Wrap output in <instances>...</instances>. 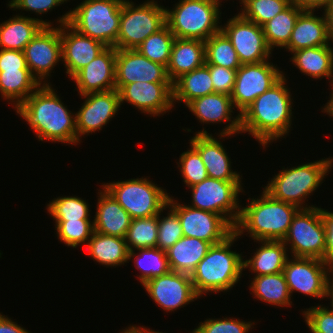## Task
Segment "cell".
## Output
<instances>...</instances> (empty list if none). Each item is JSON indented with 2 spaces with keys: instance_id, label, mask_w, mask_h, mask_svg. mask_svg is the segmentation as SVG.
<instances>
[{
  "instance_id": "6da1fadb",
  "label": "cell",
  "mask_w": 333,
  "mask_h": 333,
  "mask_svg": "<svg viewBox=\"0 0 333 333\" xmlns=\"http://www.w3.org/2000/svg\"><path fill=\"white\" fill-rule=\"evenodd\" d=\"M286 81L283 75L240 114L241 133L251 134L263 148L292 128L293 98Z\"/></svg>"
},
{
  "instance_id": "7a4b0ae2",
  "label": "cell",
  "mask_w": 333,
  "mask_h": 333,
  "mask_svg": "<svg viewBox=\"0 0 333 333\" xmlns=\"http://www.w3.org/2000/svg\"><path fill=\"white\" fill-rule=\"evenodd\" d=\"M39 141L77 145L75 113L55 93L51 84L40 85L17 109Z\"/></svg>"
},
{
  "instance_id": "3957f363",
  "label": "cell",
  "mask_w": 333,
  "mask_h": 333,
  "mask_svg": "<svg viewBox=\"0 0 333 333\" xmlns=\"http://www.w3.org/2000/svg\"><path fill=\"white\" fill-rule=\"evenodd\" d=\"M248 202L246 207L241 208L234 232L241 237L246 231L254 241H282L300 210L294 204L272 198L264 190L261 197L248 198Z\"/></svg>"
},
{
  "instance_id": "277c9868",
  "label": "cell",
  "mask_w": 333,
  "mask_h": 333,
  "mask_svg": "<svg viewBox=\"0 0 333 333\" xmlns=\"http://www.w3.org/2000/svg\"><path fill=\"white\" fill-rule=\"evenodd\" d=\"M240 238L235 232L223 242L212 245L205 257L191 273V281L199 297L207 293L232 290L243 272V256L231 251L234 241Z\"/></svg>"
},
{
  "instance_id": "5b68a950",
  "label": "cell",
  "mask_w": 333,
  "mask_h": 333,
  "mask_svg": "<svg viewBox=\"0 0 333 333\" xmlns=\"http://www.w3.org/2000/svg\"><path fill=\"white\" fill-rule=\"evenodd\" d=\"M124 0H84L57 22L68 23L79 33L117 49L121 7Z\"/></svg>"
},
{
  "instance_id": "8992f818",
  "label": "cell",
  "mask_w": 333,
  "mask_h": 333,
  "mask_svg": "<svg viewBox=\"0 0 333 333\" xmlns=\"http://www.w3.org/2000/svg\"><path fill=\"white\" fill-rule=\"evenodd\" d=\"M332 165L333 158L329 157L289 169L283 168L268 181L263 190L272 198L294 204L300 209L314 208L316 206L304 204L305 200L321 186Z\"/></svg>"
},
{
  "instance_id": "52a82bcc",
  "label": "cell",
  "mask_w": 333,
  "mask_h": 333,
  "mask_svg": "<svg viewBox=\"0 0 333 333\" xmlns=\"http://www.w3.org/2000/svg\"><path fill=\"white\" fill-rule=\"evenodd\" d=\"M221 1L179 0L174 8H165L166 25L176 38L205 42L221 30Z\"/></svg>"
},
{
  "instance_id": "ba28073f",
  "label": "cell",
  "mask_w": 333,
  "mask_h": 333,
  "mask_svg": "<svg viewBox=\"0 0 333 333\" xmlns=\"http://www.w3.org/2000/svg\"><path fill=\"white\" fill-rule=\"evenodd\" d=\"M100 187H104L132 219L152 217L168 208L169 193L149 178L113 181Z\"/></svg>"
},
{
  "instance_id": "9c48e42d",
  "label": "cell",
  "mask_w": 333,
  "mask_h": 333,
  "mask_svg": "<svg viewBox=\"0 0 333 333\" xmlns=\"http://www.w3.org/2000/svg\"><path fill=\"white\" fill-rule=\"evenodd\" d=\"M124 0L121 7L117 49H136L146 38L166 25L165 7L155 0L143 4Z\"/></svg>"
},
{
  "instance_id": "30bf717a",
  "label": "cell",
  "mask_w": 333,
  "mask_h": 333,
  "mask_svg": "<svg viewBox=\"0 0 333 333\" xmlns=\"http://www.w3.org/2000/svg\"><path fill=\"white\" fill-rule=\"evenodd\" d=\"M241 181H222L207 177L189 187L192 194L190 207L221 215L233 228L239 220L241 205L239 194L245 192Z\"/></svg>"
},
{
  "instance_id": "8fae6325",
  "label": "cell",
  "mask_w": 333,
  "mask_h": 333,
  "mask_svg": "<svg viewBox=\"0 0 333 333\" xmlns=\"http://www.w3.org/2000/svg\"><path fill=\"white\" fill-rule=\"evenodd\" d=\"M282 242L291 250L290 257L318 258L324 261L325 226L321 207L300 209L294 216Z\"/></svg>"
},
{
  "instance_id": "7c38bea8",
  "label": "cell",
  "mask_w": 333,
  "mask_h": 333,
  "mask_svg": "<svg viewBox=\"0 0 333 333\" xmlns=\"http://www.w3.org/2000/svg\"><path fill=\"white\" fill-rule=\"evenodd\" d=\"M276 67L277 65L275 66L269 60H266L264 62L242 64L237 69L230 97L239 114L284 75V72Z\"/></svg>"
},
{
  "instance_id": "4fadbf2b",
  "label": "cell",
  "mask_w": 333,
  "mask_h": 333,
  "mask_svg": "<svg viewBox=\"0 0 333 333\" xmlns=\"http://www.w3.org/2000/svg\"><path fill=\"white\" fill-rule=\"evenodd\" d=\"M283 273L291 297L293 292H299L323 299L333 270L318 258L292 257L287 259Z\"/></svg>"
},
{
  "instance_id": "5bb4252c",
  "label": "cell",
  "mask_w": 333,
  "mask_h": 333,
  "mask_svg": "<svg viewBox=\"0 0 333 333\" xmlns=\"http://www.w3.org/2000/svg\"><path fill=\"white\" fill-rule=\"evenodd\" d=\"M173 198L169 196L167 204L178 214L185 237H195L214 245L223 242L234 232V228L221 215L180 204Z\"/></svg>"
},
{
  "instance_id": "9a60e30c",
  "label": "cell",
  "mask_w": 333,
  "mask_h": 333,
  "mask_svg": "<svg viewBox=\"0 0 333 333\" xmlns=\"http://www.w3.org/2000/svg\"><path fill=\"white\" fill-rule=\"evenodd\" d=\"M221 26L230 39L241 64L269 60L272 50L266 43L263 27L244 19L239 13Z\"/></svg>"
},
{
  "instance_id": "2e32d148",
  "label": "cell",
  "mask_w": 333,
  "mask_h": 333,
  "mask_svg": "<svg viewBox=\"0 0 333 333\" xmlns=\"http://www.w3.org/2000/svg\"><path fill=\"white\" fill-rule=\"evenodd\" d=\"M57 27L44 26L23 50L28 69L41 85L49 84L50 73L62 59L60 25Z\"/></svg>"
},
{
  "instance_id": "e0dca14e",
  "label": "cell",
  "mask_w": 333,
  "mask_h": 333,
  "mask_svg": "<svg viewBox=\"0 0 333 333\" xmlns=\"http://www.w3.org/2000/svg\"><path fill=\"white\" fill-rule=\"evenodd\" d=\"M149 297L163 311L171 312L185 307L200 297L196 294L191 276L170 270L142 285Z\"/></svg>"
},
{
  "instance_id": "ac0fdd59",
  "label": "cell",
  "mask_w": 333,
  "mask_h": 333,
  "mask_svg": "<svg viewBox=\"0 0 333 333\" xmlns=\"http://www.w3.org/2000/svg\"><path fill=\"white\" fill-rule=\"evenodd\" d=\"M85 100L75 113L77 144L82 135L102 130L120 110V95L117 89L81 95Z\"/></svg>"
},
{
  "instance_id": "d6986e66",
  "label": "cell",
  "mask_w": 333,
  "mask_h": 333,
  "mask_svg": "<svg viewBox=\"0 0 333 333\" xmlns=\"http://www.w3.org/2000/svg\"><path fill=\"white\" fill-rule=\"evenodd\" d=\"M133 82L172 83L165 66L144 57L137 49H116V89Z\"/></svg>"
},
{
  "instance_id": "ffe728a7",
  "label": "cell",
  "mask_w": 333,
  "mask_h": 333,
  "mask_svg": "<svg viewBox=\"0 0 333 333\" xmlns=\"http://www.w3.org/2000/svg\"><path fill=\"white\" fill-rule=\"evenodd\" d=\"M120 105L125 101L141 113L160 116L173 107V83L133 82L119 91Z\"/></svg>"
},
{
  "instance_id": "44dd1931",
  "label": "cell",
  "mask_w": 333,
  "mask_h": 333,
  "mask_svg": "<svg viewBox=\"0 0 333 333\" xmlns=\"http://www.w3.org/2000/svg\"><path fill=\"white\" fill-rule=\"evenodd\" d=\"M186 107L202 124L226 122L228 125L221 130L218 135L219 139H224L241 133V117L232 116L235 109L230 95L224 93H212L190 101ZM233 118V119H232ZM231 122V123H230Z\"/></svg>"
},
{
  "instance_id": "7402d4cb",
  "label": "cell",
  "mask_w": 333,
  "mask_h": 333,
  "mask_svg": "<svg viewBox=\"0 0 333 333\" xmlns=\"http://www.w3.org/2000/svg\"><path fill=\"white\" fill-rule=\"evenodd\" d=\"M115 66L116 48L106 47L71 78L76 83L79 95L116 89Z\"/></svg>"
},
{
  "instance_id": "603a6c76",
  "label": "cell",
  "mask_w": 333,
  "mask_h": 333,
  "mask_svg": "<svg viewBox=\"0 0 333 333\" xmlns=\"http://www.w3.org/2000/svg\"><path fill=\"white\" fill-rule=\"evenodd\" d=\"M60 37L62 63L64 62L66 73L71 78L107 47L100 41L79 33L68 23L60 25Z\"/></svg>"
},
{
  "instance_id": "cb8c5ba5",
  "label": "cell",
  "mask_w": 333,
  "mask_h": 333,
  "mask_svg": "<svg viewBox=\"0 0 333 333\" xmlns=\"http://www.w3.org/2000/svg\"><path fill=\"white\" fill-rule=\"evenodd\" d=\"M194 135L190 138L189 144L199 152L208 177L222 181H242V175L240 177L239 172L231 169V159L220 140H217L204 128Z\"/></svg>"
},
{
  "instance_id": "d4e9b609",
  "label": "cell",
  "mask_w": 333,
  "mask_h": 333,
  "mask_svg": "<svg viewBox=\"0 0 333 333\" xmlns=\"http://www.w3.org/2000/svg\"><path fill=\"white\" fill-rule=\"evenodd\" d=\"M98 191L97 211L93 220L94 231L125 238L132 218L104 187Z\"/></svg>"
},
{
  "instance_id": "484cf974",
  "label": "cell",
  "mask_w": 333,
  "mask_h": 333,
  "mask_svg": "<svg viewBox=\"0 0 333 333\" xmlns=\"http://www.w3.org/2000/svg\"><path fill=\"white\" fill-rule=\"evenodd\" d=\"M315 11L303 10L294 25L288 44L284 47L290 53L304 48L331 45L325 14L319 17Z\"/></svg>"
},
{
  "instance_id": "4316f807",
  "label": "cell",
  "mask_w": 333,
  "mask_h": 333,
  "mask_svg": "<svg viewBox=\"0 0 333 333\" xmlns=\"http://www.w3.org/2000/svg\"><path fill=\"white\" fill-rule=\"evenodd\" d=\"M206 63L205 42L196 39L175 38L167 74L174 83L183 74L189 73Z\"/></svg>"
},
{
  "instance_id": "83f0119b",
  "label": "cell",
  "mask_w": 333,
  "mask_h": 333,
  "mask_svg": "<svg viewBox=\"0 0 333 333\" xmlns=\"http://www.w3.org/2000/svg\"><path fill=\"white\" fill-rule=\"evenodd\" d=\"M44 26L52 23L19 14L11 17L0 23V49L23 51Z\"/></svg>"
},
{
  "instance_id": "f1b7e54d",
  "label": "cell",
  "mask_w": 333,
  "mask_h": 333,
  "mask_svg": "<svg viewBox=\"0 0 333 333\" xmlns=\"http://www.w3.org/2000/svg\"><path fill=\"white\" fill-rule=\"evenodd\" d=\"M290 62L294 64L303 75L313 79L324 77L333 82V47L330 45L304 48L291 53Z\"/></svg>"
},
{
  "instance_id": "f546056e",
  "label": "cell",
  "mask_w": 333,
  "mask_h": 333,
  "mask_svg": "<svg viewBox=\"0 0 333 333\" xmlns=\"http://www.w3.org/2000/svg\"><path fill=\"white\" fill-rule=\"evenodd\" d=\"M211 246L210 242L183 236L166 251L170 270L191 275Z\"/></svg>"
},
{
  "instance_id": "4dcf8cb0",
  "label": "cell",
  "mask_w": 333,
  "mask_h": 333,
  "mask_svg": "<svg viewBox=\"0 0 333 333\" xmlns=\"http://www.w3.org/2000/svg\"><path fill=\"white\" fill-rule=\"evenodd\" d=\"M260 247L254 252V255L243 261V270L249 268L254 272V276L275 274L283 272L286 261L289 258L287 252L289 249L282 241L263 240ZM256 274V275H255Z\"/></svg>"
},
{
  "instance_id": "1f68e13d",
  "label": "cell",
  "mask_w": 333,
  "mask_h": 333,
  "mask_svg": "<svg viewBox=\"0 0 333 333\" xmlns=\"http://www.w3.org/2000/svg\"><path fill=\"white\" fill-rule=\"evenodd\" d=\"M86 250L94 261L106 267L129 263V249L125 238L93 232Z\"/></svg>"
},
{
  "instance_id": "d6a6232c",
  "label": "cell",
  "mask_w": 333,
  "mask_h": 333,
  "mask_svg": "<svg viewBox=\"0 0 333 333\" xmlns=\"http://www.w3.org/2000/svg\"><path fill=\"white\" fill-rule=\"evenodd\" d=\"M41 84L29 69L0 72V95L16 110Z\"/></svg>"
},
{
  "instance_id": "836d02e7",
  "label": "cell",
  "mask_w": 333,
  "mask_h": 333,
  "mask_svg": "<svg viewBox=\"0 0 333 333\" xmlns=\"http://www.w3.org/2000/svg\"><path fill=\"white\" fill-rule=\"evenodd\" d=\"M214 93L209 65L196 68L183 74L173 83V103L179 101L187 105L190 101ZM181 101V102H180Z\"/></svg>"
},
{
  "instance_id": "e575fe53",
  "label": "cell",
  "mask_w": 333,
  "mask_h": 333,
  "mask_svg": "<svg viewBox=\"0 0 333 333\" xmlns=\"http://www.w3.org/2000/svg\"><path fill=\"white\" fill-rule=\"evenodd\" d=\"M251 281L250 289L257 300L276 305L288 307L292 305L291 294L283 272L255 276Z\"/></svg>"
},
{
  "instance_id": "d590c367",
  "label": "cell",
  "mask_w": 333,
  "mask_h": 333,
  "mask_svg": "<svg viewBox=\"0 0 333 333\" xmlns=\"http://www.w3.org/2000/svg\"><path fill=\"white\" fill-rule=\"evenodd\" d=\"M302 11L303 9L292 2L262 26L266 43L272 51L275 47L284 48L288 44L296 20Z\"/></svg>"
},
{
  "instance_id": "8d00e7d4",
  "label": "cell",
  "mask_w": 333,
  "mask_h": 333,
  "mask_svg": "<svg viewBox=\"0 0 333 333\" xmlns=\"http://www.w3.org/2000/svg\"><path fill=\"white\" fill-rule=\"evenodd\" d=\"M129 251V261L133 258L134 264L141 274L137 277L144 285L148 280L162 276L170 271V266L166 256V251L157 247L137 249ZM135 257V259H134Z\"/></svg>"
},
{
  "instance_id": "74e56055",
  "label": "cell",
  "mask_w": 333,
  "mask_h": 333,
  "mask_svg": "<svg viewBox=\"0 0 333 333\" xmlns=\"http://www.w3.org/2000/svg\"><path fill=\"white\" fill-rule=\"evenodd\" d=\"M206 64L237 70L242 64L230 39L220 30L205 41Z\"/></svg>"
},
{
  "instance_id": "f35d334b",
  "label": "cell",
  "mask_w": 333,
  "mask_h": 333,
  "mask_svg": "<svg viewBox=\"0 0 333 333\" xmlns=\"http://www.w3.org/2000/svg\"><path fill=\"white\" fill-rule=\"evenodd\" d=\"M175 38L169 27L165 25L146 38L136 49L144 57L167 68Z\"/></svg>"
},
{
  "instance_id": "ab89813d",
  "label": "cell",
  "mask_w": 333,
  "mask_h": 333,
  "mask_svg": "<svg viewBox=\"0 0 333 333\" xmlns=\"http://www.w3.org/2000/svg\"><path fill=\"white\" fill-rule=\"evenodd\" d=\"M158 232V215L147 218L132 219L125 241L129 251L156 247Z\"/></svg>"
},
{
  "instance_id": "60d3db41",
  "label": "cell",
  "mask_w": 333,
  "mask_h": 333,
  "mask_svg": "<svg viewBox=\"0 0 333 333\" xmlns=\"http://www.w3.org/2000/svg\"><path fill=\"white\" fill-rule=\"evenodd\" d=\"M46 209L55 221H78L91 218L89 204L78 196L54 198L47 204Z\"/></svg>"
},
{
  "instance_id": "b9f144b4",
  "label": "cell",
  "mask_w": 333,
  "mask_h": 333,
  "mask_svg": "<svg viewBox=\"0 0 333 333\" xmlns=\"http://www.w3.org/2000/svg\"><path fill=\"white\" fill-rule=\"evenodd\" d=\"M292 0H246L239 14L246 20L263 26L286 9Z\"/></svg>"
},
{
  "instance_id": "7bdbcfd3",
  "label": "cell",
  "mask_w": 333,
  "mask_h": 333,
  "mask_svg": "<svg viewBox=\"0 0 333 333\" xmlns=\"http://www.w3.org/2000/svg\"><path fill=\"white\" fill-rule=\"evenodd\" d=\"M55 230L61 242L68 247L76 248L82 243L87 245L94 232V225L90 219L55 221Z\"/></svg>"
},
{
  "instance_id": "ee69618b",
  "label": "cell",
  "mask_w": 333,
  "mask_h": 333,
  "mask_svg": "<svg viewBox=\"0 0 333 333\" xmlns=\"http://www.w3.org/2000/svg\"><path fill=\"white\" fill-rule=\"evenodd\" d=\"M184 151L177 162L184 184L189 188L208 177L206 167L199 152L192 146Z\"/></svg>"
},
{
  "instance_id": "f6af8a7d",
  "label": "cell",
  "mask_w": 333,
  "mask_h": 333,
  "mask_svg": "<svg viewBox=\"0 0 333 333\" xmlns=\"http://www.w3.org/2000/svg\"><path fill=\"white\" fill-rule=\"evenodd\" d=\"M168 210L169 211L167 213V216L165 217L160 216L162 215L161 212L158 214V232L156 247L163 251H167L180 238L184 236L178 214L169 205Z\"/></svg>"
},
{
  "instance_id": "bcb514c9",
  "label": "cell",
  "mask_w": 333,
  "mask_h": 333,
  "mask_svg": "<svg viewBox=\"0 0 333 333\" xmlns=\"http://www.w3.org/2000/svg\"><path fill=\"white\" fill-rule=\"evenodd\" d=\"M256 322H246L237 318L206 319L200 322L191 333H249Z\"/></svg>"
},
{
  "instance_id": "7dc6e473",
  "label": "cell",
  "mask_w": 333,
  "mask_h": 333,
  "mask_svg": "<svg viewBox=\"0 0 333 333\" xmlns=\"http://www.w3.org/2000/svg\"><path fill=\"white\" fill-rule=\"evenodd\" d=\"M302 314L312 333H333V311L328 306H312Z\"/></svg>"
},
{
  "instance_id": "c3c4849f",
  "label": "cell",
  "mask_w": 333,
  "mask_h": 333,
  "mask_svg": "<svg viewBox=\"0 0 333 333\" xmlns=\"http://www.w3.org/2000/svg\"><path fill=\"white\" fill-rule=\"evenodd\" d=\"M214 93L231 95L235 83L236 71L218 65H209Z\"/></svg>"
},
{
  "instance_id": "681fc988",
  "label": "cell",
  "mask_w": 333,
  "mask_h": 333,
  "mask_svg": "<svg viewBox=\"0 0 333 333\" xmlns=\"http://www.w3.org/2000/svg\"><path fill=\"white\" fill-rule=\"evenodd\" d=\"M67 1L69 0H10L7 5L13 10L18 9L20 11L23 9L42 15Z\"/></svg>"
},
{
  "instance_id": "f907efd6",
  "label": "cell",
  "mask_w": 333,
  "mask_h": 333,
  "mask_svg": "<svg viewBox=\"0 0 333 333\" xmlns=\"http://www.w3.org/2000/svg\"><path fill=\"white\" fill-rule=\"evenodd\" d=\"M28 69L23 51L0 49V72Z\"/></svg>"
},
{
  "instance_id": "816d5d0a",
  "label": "cell",
  "mask_w": 333,
  "mask_h": 333,
  "mask_svg": "<svg viewBox=\"0 0 333 333\" xmlns=\"http://www.w3.org/2000/svg\"><path fill=\"white\" fill-rule=\"evenodd\" d=\"M321 217L326 238L324 262L333 270V212L321 208Z\"/></svg>"
},
{
  "instance_id": "f5cc1de1",
  "label": "cell",
  "mask_w": 333,
  "mask_h": 333,
  "mask_svg": "<svg viewBox=\"0 0 333 333\" xmlns=\"http://www.w3.org/2000/svg\"><path fill=\"white\" fill-rule=\"evenodd\" d=\"M0 333H30V331H27L18 325V323L0 313Z\"/></svg>"
},
{
  "instance_id": "db71d44e",
  "label": "cell",
  "mask_w": 333,
  "mask_h": 333,
  "mask_svg": "<svg viewBox=\"0 0 333 333\" xmlns=\"http://www.w3.org/2000/svg\"><path fill=\"white\" fill-rule=\"evenodd\" d=\"M292 2L296 3L303 10L316 11L321 8L325 10L333 0H292Z\"/></svg>"
},
{
  "instance_id": "11a10c76",
  "label": "cell",
  "mask_w": 333,
  "mask_h": 333,
  "mask_svg": "<svg viewBox=\"0 0 333 333\" xmlns=\"http://www.w3.org/2000/svg\"><path fill=\"white\" fill-rule=\"evenodd\" d=\"M324 14L327 21V31L331 44V42L333 43V2L324 10Z\"/></svg>"
},
{
  "instance_id": "9f6ffc18",
  "label": "cell",
  "mask_w": 333,
  "mask_h": 333,
  "mask_svg": "<svg viewBox=\"0 0 333 333\" xmlns=\"http://www.w3.org/2000/svg\"><path fill=\"white\" fill-rule=\"evenodd\" d=\"M332 86L331 94H330V100L325 104V106L322 108L324 113L328 114L329 117H333V82L330 84Z\"/></svg>"
},
{
  "instance_id": "6f0895ef",
  "label": "cell",
  "mask_w": 333,
  "mask_h": 333,
  "mask_svg": "<svg viewBox=\"0 0 333 333\" xmlns=\"http://www.w3.org/2000/svg\"><path fill=\"white\" fill-rule=\"evenodd\" d=\"M332 278L330 277L328 283H327V287H326V295H325V298H328L331 300V308L330 310L333 311V274H331Z\"/></svg>"
},
{
  "instance_id": "680465c9",
  "label": "cell",
  "mask_w": 333,
  "mask_h": 333,
  "mask_svg": "<svg viewBox=\"0 0 333 333\" xmlns=\"http://www.w3.org/2000/svg\"><path fill=\"white\" fill-rule=\"evenodd\" d=\"M137 330H138V332L139 333H163L162 331L161 332H159V331H153V330H149V328H145L144 326H136V325H133Z\"/></svg>"
},
{
  "instance_id": "91938a15",
  "label": "cell",
  "mask_w": 333,
  "mask_h": 333,
  "mask_svg": "<svg viewBox=\"0 0 333 333\" xmlns=\"http://www.w3.org/2000/svg\"><path fill=\"white\" fill-rule=\"evenodd\" d=\"M120 333V332H119ZM121 333H139L138 330L134 326H129L121 331Z\"/></svg>"
},
{
  "instance_id": "94428289",
  "label": "cell",
  "mask_w": 333,
  "mask_h": 333,
  "mask_svg": "<svg viewBox=\"0 0 333 333\" xmlns=\"http://www.w3.org/2000/svg\"><path fill=\"white\" fill-rule=\"evenodd\" d=\"M246 0H240L239 3L242 4L244 3Z\"/></svg>"
}]
</instances>
